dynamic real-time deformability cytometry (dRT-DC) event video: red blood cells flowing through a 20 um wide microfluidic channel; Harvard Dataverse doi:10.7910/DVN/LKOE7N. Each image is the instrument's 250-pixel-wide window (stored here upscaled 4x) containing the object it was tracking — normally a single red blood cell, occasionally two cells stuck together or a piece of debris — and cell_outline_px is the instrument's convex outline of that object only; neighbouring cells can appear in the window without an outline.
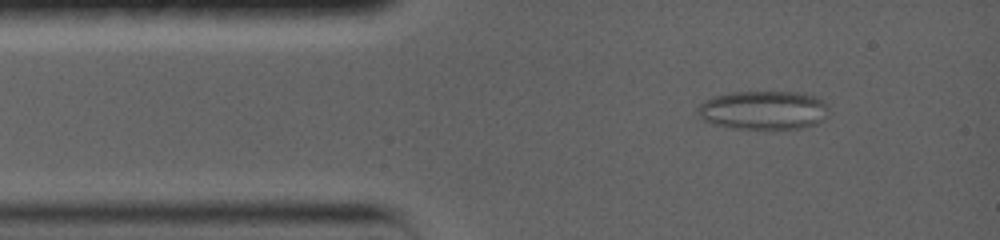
{"species": "common noctule bat (a hibernating species)", "species_latin": "Nyctalus noctula", "temperature_condition": "warm", "stored_images_in_passage": 19, "camera_frame_rate_fps": 5000, "um_per_image_px": 0.085, "animal": {"sex": "female", "body_mass_g": 19.0, "forearm_length_mm": 56.7}, "frame": {"image": 1, "passage_image": 8, "time_ms": 1.4, "image_size_px": [1000, 240], "cell_outline_px": [[828, 116], [824, 120], [816, 124], [800, 128], [732, 128], [712, 124], [704, 120], [700, 116], [700, 104], [704, 100], [716, 96], [732, 92], [796, 92], [812, 96], [824, 100], [828, 104]], "centroid_in_image_um": [64.95, 9.36], "position_along_channel_um": 20.1, "area_um2": 29.42}}
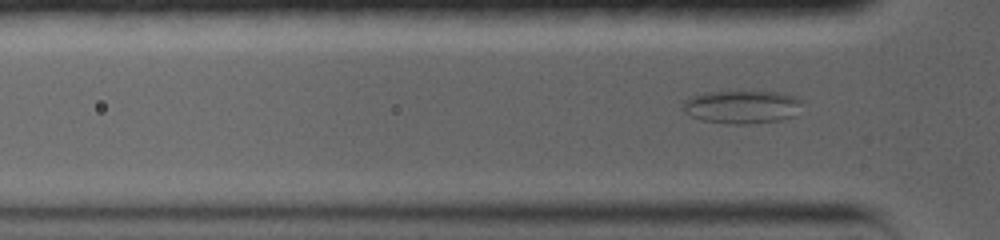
{"frame": {"image": 2, "passage_image": 19, "time_ms": 3.6, "image_size_px": [1000, 240], "cell_outline_px": [[800, 104], [792, 116], [780, 120], [748, 124], [728, 124], [700, 120], [684, 112], [680, 108], [684, 100], [692, 96], [704, 92], [776, 92], [796, 96], [800, 100]], "centroid_in_image_um": [62.97, 9.09], "position_along_channel_um": 62.8, "area_um2": 22.89}}